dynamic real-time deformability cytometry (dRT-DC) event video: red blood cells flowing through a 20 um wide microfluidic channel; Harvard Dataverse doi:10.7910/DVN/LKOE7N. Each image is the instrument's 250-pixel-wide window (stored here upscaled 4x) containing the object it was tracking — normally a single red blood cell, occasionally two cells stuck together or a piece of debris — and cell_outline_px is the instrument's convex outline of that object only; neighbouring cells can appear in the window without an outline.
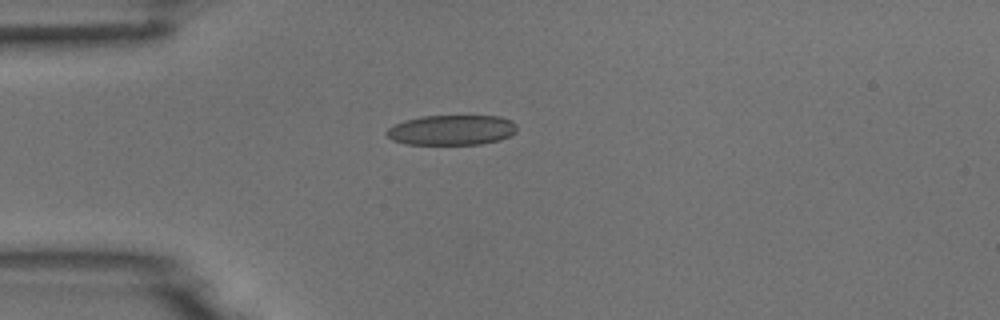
{"species": "common noctule bat (a hibernating species)", "species_latin": "Nyctalus noctula", "temperature_condition": "room temperature", "stored_images_in_passage": 1, "camera_frame_rate_fps": 3000, "um_per_image_px": 0.085, "animal": {"sex": "male", "body_mass_g": 18.8}, "frame": {"image": 1, "passage_image": 1, "time_ms": 0.0, "image_size_px": [1000, 320], "cell_outline_px": [[516, 132], [500, 140], [480, 144], [408, 144], [392, 140], [384, 132], [388, 128], [404, 120], [420, 116], [500, 116], [512, 120], [516, 124]], "centroid_in_image_um": [38.4, 11.05], "position_along_channel_um": 46.6, "area_um2": 22.89}}